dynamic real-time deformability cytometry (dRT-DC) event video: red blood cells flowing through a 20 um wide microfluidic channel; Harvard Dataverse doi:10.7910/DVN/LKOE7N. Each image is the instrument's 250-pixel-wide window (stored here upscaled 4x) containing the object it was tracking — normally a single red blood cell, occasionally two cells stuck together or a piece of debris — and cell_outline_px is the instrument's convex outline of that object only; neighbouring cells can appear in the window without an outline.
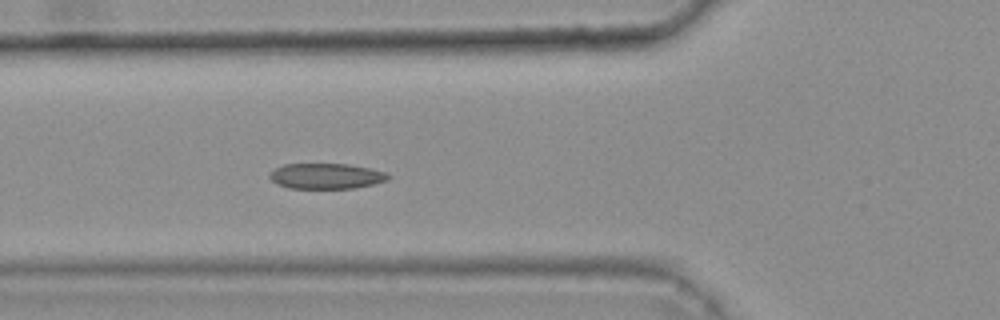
{"species": "common noctule bat (a hibernating species)", "species_latin": "Nyctalus noctula", "temperature_condition": "warm", "stored_images_in_passage": 44, "camera_frame_rate_fps": 3000, "um_per_image_px": 0.085, "animal": {"sex": "female", "body_mass_g": 25.1}, "frame": {"image": 1, "passage_image": 19, "time_ms": 6.0, "image_size_px": [1000, 320], "cell_outline_px": [[392, 176], [388, 180], [356, 188], [288, 188], [276, 184], [268, 176], [276, 168], [284, 164], [348, 164], [368, 168], [384, 172]], "centroid_in_image_um": [27.72, 14.97], "position_along_channel_um": 98.1, "area_um2": 17.51}, "authors_computed_cell_mechanics": {"area_um2": 18.0914, "velocity_mm_per_s": 3.7492, "shape_relaxation_time_tau1_ms": 10.1664, "shape_relaxation_time_tau2_ms": 1.2274, "deformation_change_tau1": 0.1737, "deformation_change_tau2": 0.0519}}